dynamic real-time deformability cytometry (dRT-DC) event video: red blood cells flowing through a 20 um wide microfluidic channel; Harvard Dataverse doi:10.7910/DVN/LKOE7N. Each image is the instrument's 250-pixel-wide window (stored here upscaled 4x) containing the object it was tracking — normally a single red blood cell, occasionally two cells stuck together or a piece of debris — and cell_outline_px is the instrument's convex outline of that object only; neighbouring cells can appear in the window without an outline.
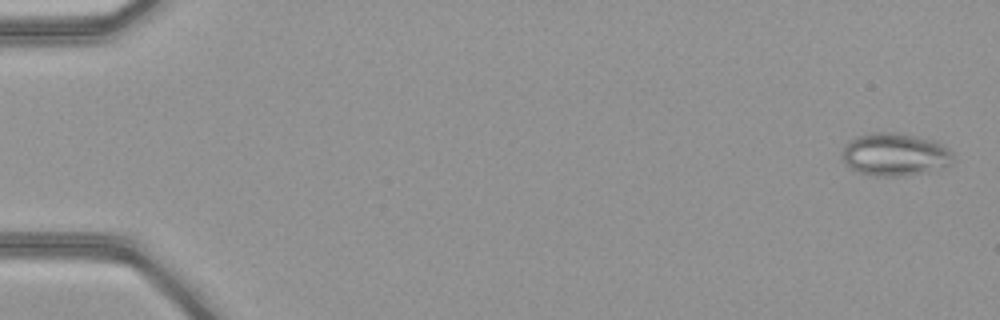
{"species": "common noctule bat (a hibernating species)", "species_latin": "Nyctalus noctula", "temperature_condition": "warm", "stored_images_in_passage": 51, "camera_frame_rate_fps": 3000, "um_per_image_px": 0.085, "animal": {"sex": "female", "body_mass_g": 21.9}, "frame": {"image": 1, "passage_image": 2, "time_ms": 0.333, "image_size_px": [1000, 320], "cell_outline_px": [[952, 164], [948, 168], [928, 172], [904, 176], [876, 176], [860, 172], [848, 168], [844, 160], [844, 144], [848, 140], [856, 136], [872, 132], [900, 132], [936, 140], [944, 144], [952, 152]], "centroid_in_image_um": [76.13, 13.12], "position_along_channel_um": 8.9, "area_um2": 28.32}}
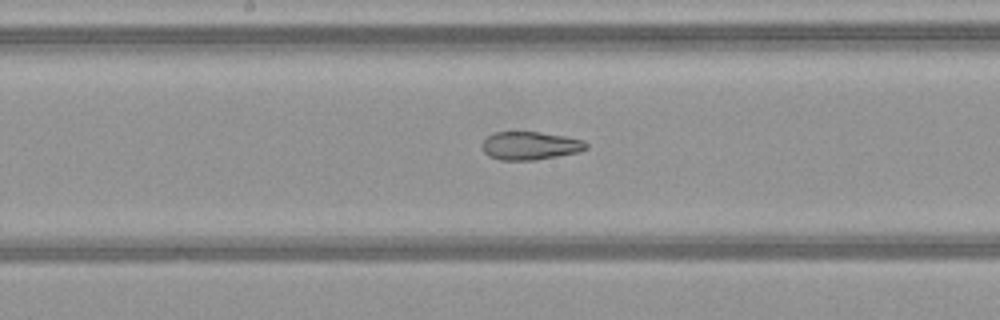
{"frame": {"image": 2, "passage_image": 28, "time_ms": 9.0, "image_size_px": [1000, 320], "cell_outline_px": [[588, 148], [580, 152], [536, 160], [500, 160], [488, 156], [484, 152], [480, 144], [488, 136], [496, 132], [540, 132], [564, 136], [584, 140], [588, 144]], "centroid_in_image_um": [45.07, 12.39], "position_along_channel_um": 203.1, "area_um2": 17.22}}
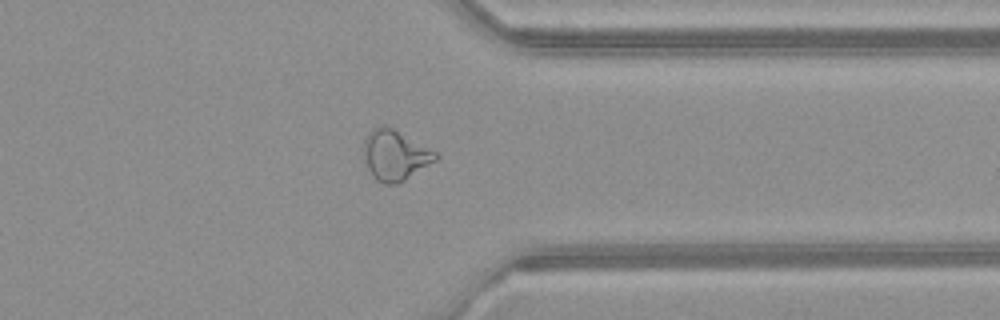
{"frame": {"image": 3, "passage_image": 41, "time_ms": 13.333, "image_size_px": [1000, 320], "cell_outline_px": [[440, 156], [436, 160], [404, 180], [396, 184], [384, 184], [376, 180], [372, 176], [368, 168], [364, 156], [364, 140], [372, 128], [384, 124], [392, 128], [436, 152]], "centroid_in_image_um": [33.56, 13.19], "position_along_channel_um": 377.8, "area_um2": 20.75}, "authors_computed_cell_mechanics": {"area_um2": 22.542, "velocity_mm_per_s": 4.1012, "shape_relaxation_time_tau1_ms": null, "shape_relaxation_time_tau2_ms": 2.3453, "deformation_change_tau1": null, "deformation_change_tau2": 0.1078}}